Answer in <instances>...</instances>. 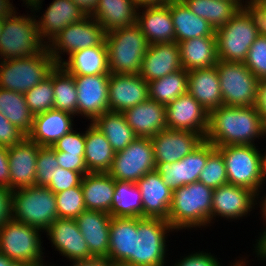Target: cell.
Instances as JSON below:
<instances>
[{"instance_id": "cell-1", "label": "cell", "mask_w": 266, "mask_h": 266, "mask_svg": "<svg viewBox=\"0 0 266 266\" xmlns=\"http://www.w3.org/2000/svg\"><path fill=\"white\" fill-rule=\"evenodd\" d=\"M261 139L266 140L265 123L255 105L243 107L221 105L209 112L208 129L204 140L215 147L258 145L260 143L257 142Z\"/></svg>"}, {"instance_id": "cell-2", "label": "cell", "mask_w": 266, "mask_h": 266, "mask_svg": "<svg viewBox=\"0 0 266 266\" xmlns=\"http://www.w3.org/2000/svg\"><path fill=\"white\" fill-rule=\"evenodd\" d=\"M213 191L199 181L175 189L167 220L170 226L177 233L210 228Z\"/></svg>"}, {"instance_id": "cell-3", "label": "cell", "mask_w": 266, "mask_h": 266, "mask_svg": "<svg viewBox=\"0 0 266 266\" xmlns=\"http://www.w3.org/2000/svg\"><path fill=\"white\" fill-rule=\"evenodd\" d=\"M258 36L255 13L248 6L242 7L224 26L215 30L218 59L244 62Z\"/></svg>"}, {"instance_id": "cell-4", "label": "cell", "mask_w": 266, "mask_h": 266, "mask_svg": "<svg viewBox=\"0 0 266 266\" xmlns=\"http://www.w3.org/2000/svg\"><path fill=\"white\" fill-rule=\"evenodd\" d=\"M42 233L35 227L11 218L0 229V253L19 266L49 265L50 262L45 261Z\"/></svg>"}, {"instance_id": "cell-5", "label": "cell", "mask_w": 266, "mask_h": 266, "mask_svg": "<svg viewBox=\"0 0 266 266\" xmlns=\"http://www.w3.org/2000/svg\"><path fill=\"white\" fill-rule=\"evenodd\" d=\"M26 13L15 12L3 19L0 35V61L26 58L42 52L47 45L41 40L35 16L30 8ZM30 12V15H29Z\"/></svg>"}, {"instance_id": "cell-6", "label": "cell", "mask_w": 266, "mask_h": 266, "mask_svg": "<svg viewBox=\"0 0 266 266\" xmlns=\"http://www.w3.org/2000/svg\"><path fill=\"white\" fill-rule=\"evenodd\" d=\"M110 73L139 74L149 43L137 24L106 33Z\"/></svg>"}, {"instance_id": "cell-7", "label": "cell", "mask_w": 266, "mask_h": 266, "mask_svg": "<svg viewBox=\"0 0 266 266\" xmlns=\"http://www.w3.org/2000/svg\"><path fill=\"white\" fill-rule=\"evenodd\" d=\"M11 217L45 232L58 218L56 196L45 186L15 190L11 196Z\"/></svg>"}, {"instance_id": "cell-8", "label": "cell", "mask_w": 266, "mask_h": 266, "mask_svg": "<svg viewBox=\"0 0 266 266\" xmlns=\"http://www.w3.org/2000/svg\"><path fill=\"white\" fill-rule=\"evenodd\" d=\"M175 232L170 223L164 219L137 218L133 266H168L166 265L169 256L168 237Z\"/></svg>"}, {"instance_id": "cell-9", "label": "cell", "mask_w": 266, "mask_h": 266, "mask_svg": "<svg viewBox=\"0 0 266 266\" xmlns=\"http://www.w3.org/2000/svg\"><path fill=\"white\" fill-rule=\"evenodd\" d=\"M56 65L47 47L34 56L0 61V88L24 94L48 77Z\"/></svg>"}, {"instance_id": "cell-10", "label": "cell", "mask_w": 266, "mask_h": 266, "mask_svg": "<svg viewBox=\"0 0 266 266\" xmlns=\"http://www.w3.org/2000/svg\"><path fill=\"white\" fill-rule=\"evenodd\" d=\"M258 145L216 147L225 162L228 184L242 186L257 193L264 184L262 155Z\"/></svg>"}, {"instance_id": "cell-11", "label": "cell", "mask_w": 266, "mask_h": 266, "mask_svg": "<svg viewBox=\"0 0 266 266\" xmlns=\"http://www.w3.org/2000/svg\"><path fill=\"white\" fill-rule=\"evenodd\" d=\"M216 69L223 105L243 107L256 104L260 80L245 66L244 62L218 60Z\"/></svg>"}, {"instance_id": "cell-12", "label": "cell", "mask_w": 266, "mask_h": 266, "mask_svg": "<svg viewBox=\"0 0 266 266\" xmlns=\"http://www.w3.org/2000/svg\"><path fill=\"white\" fill-rule=\"evenodd\" d=\"M106 31L91 16L66 26L54 39L47 44L49 54L60 65L65 58L75 51L98 45H106Z\"/></svg>"}, {"instance_id": "cell-13", "label": "cell", "mask_w": 266, "mask_h": 266, "mask_svg": "<svg viewBox=\"0 0 266 266\" xmlns=\"http://www.w3.org/2000/svg\"><path fill=\"white\" fill-rule=\"evenodd\" d=\"M155 170L153 145L150 138L136 137L127 147L115 152L108 172L114 180L136 183Z\"/></svg>"}, {"instance_id": "cell-14", "label": "cell", "mask_w": 266, "mask_h": 266, "mask_svg": "<svg viewBox=\"0 0 266 266\" xmlns=\"http://www.w3.org/2000/svg\"><path fill=\"white\" fill-rule=\"evenodd\" d=\"M255 208L256 193L252 190L232 184L215 188L212 200L211 226L219 221V217V219L224 218L228 222L237 221V219L239 222L240 219L252 215Z\"/></svg>"}, {"instance_id": "cell-15", "label": "cell", "mask_w": 266, "mask_h": 266, "mask_svg": "<svg viewBox=\"0 0 266 266\" xmlns=\"http://www.w3.org/2000/svg\"><path fill=\"white\" fill-rule=\"evenodd\" d=\"M42 4L43 1H37L29 8L35 16L39 36L46 45L66 26L86 17L72 0H53L43 13L40 12L43 10ZM38 13L39 15H36Z\"/></svg>"}, {"instance_id": "cell-16", "label": "cell", "mask_w": 266, "mask_h": 266, "mask_svg": "<svg viewBox=\"0 0 266 266\" xmlns=\"http://www.w3.org/2000/svg\"><path fill=\"white\" fill-rule=\"evenodd\" d=\"M216 149L210 142L204 140L183 159L173 163L155 164V171L162 181L172 190L198 181L208 156Z\"/></svg>"}, {"instance_id": "cell-17", "label": "cell", "mask_w": 266, "mask_h": 266, "mask_svg": "<svg viewBox=\"0 0 266 266\" xmlns=\"http://www.w3.org/2000/svg\"><path fill=\"white\" fill-rule=\"evenodd\" d=\"M77 89V116L92 123L109 111L108 92L110 74L73 76Z\"/></svg>"}, {"instance_id": "cell-18", "label": "cell", "mask_w": 266, "mask_h": 266, "mask_svg": "<svg viewBox=\"0 0 266 266\" xmlns=\"http://www.w3.org/2000/svg\"><path fill=\"white\" fill-rule=\"evenodd\" d=\"M155 164L173 163L183 159L200 145L204 138L196 132L164 129L150 138Z\"/></svg>"}, {"instance_id": "cell-19", "label": "cell", "mask_w": 266, "mask_h": 266, "mask_svg": "<svg viewBox=\"0 0 266 266\" xmlns=\"http://www.w3.org/2000/svg\"><path fill=\"white\" fill-rule=\"evenodd\" d=\"M165 107L166 124L169 129L193 131L205 137L209 113L188 92Z\"/></svg>"}, {"instance_id": "cell-20", "label": "cell", "mask_w": 266, "mask_h": 266, "mask_svg": "<svg viewBox=\"0 0 266 266\" xmlns=\"http://www.w3.org/2000/svg\"><path fill=\"white\" fill-rule=\"evenodd\" d=\"M51 247L70 262L93 257L75 219L57 218L44 232Z\"/></svg>"}, {"instance_id": "cell-21", "label": "cell", "mask_w": 266, "mask_h": 266, "mask_svg": "<svg viewBox=\"0 0 266 266\" xmlns=\"http://www.w3.org/2000/svg\"><path fill=\"white\" fill-rule=\"evenodd\" d=\"M149 98L148 82L139 74L110 73L109 111L123 113L125 110Z\"/></svg>"}, {"instance_id": "cell-22", "label": "cell", "mask_w": 266, "mask_h": 266, "mask_svg": "<svg viewBox=\"0 0 266 266\" xmlns=\"http://www.w3.org/2000/svg\"><path fill=\"white\" fill-rule=\"evenodd\" d=\"M39 145L27 137L20 143L8 147L10 190L36 186V162Z\"/></svg>"}, {"instance_id": "cell-23", "label": "cell", "mask_w": 266, "mask_h": 266, "mask_svg": "<svg viewBox=\"0 0 266 266\" xmlns=\"http://www.w3.org/2000/svg\"><path fill=\"white\" fill-rule=\"evenodd\" d=\"M183 69L177 42L150 44L139 75L147 82Z\"/></svg>"}, {"instance_id": "cell-24", "label": "cell", "mask_w": 266, "mask_h": 266, "mask_svg": "<svg viewBox=\"0 0 266 266\" xmlns=\"http://www.w3.org/2000/svg\"><path fill=\"white\" fill-rule=\"evenodd\" d=\"M76 116L65 111L51 109L34 116L27 138L39 146H50L66 133L75 129Z\"/></svg>"}, {"instance_id": "cell-25", "label": "cell", "mask_w": 266, "mask_h": 266, "mask_svg": "<svg viewBox=\"0 0 266 266\" xmlns=\"http://www.w3.org/2000/svg\"><path fill=\"white\" fill-rule=\"evenodd\" d=\"M142 194L143 218L168 220L173 191L155 170L146 173L137 182Z\"/></svg>"}, {"instance_id": "cell-26", "label": "cell", "mask_w": 266, "mask_h": 266, "mask_svg": "<svg viewBox=\"0 0 266 266\" xmlns=\"http://www.w3.org/2000/svg\"><path fill=\"white\" fill-rule=\"evenodd\" d=\"M111 216L103 211L86 210L75 220L93 257L108 261Z\"/></svg>"}, {"instance_id": "cell-27", "label": "cell", "mask_w": 266, "mask_h": 266, "mask_svg": "<svg viewBox=\"0 0 266 266\" xmlns=\"http://www.w3.org/2000/svg\"><path fill=\"white\" fill-rule=\"evenodd\" d=\"M123 115L136 137L151 138L168 128L165 105L149 98L125 110Z\"/></svg>"}, {"instance_id": "cell-28", "label": "cell", "mask_w": 266, "mask_h": 266, "mask_svg": "<svg viewBox=\"0 0 266 266\" xmlns=\"http://www.w3.org/2000/svg\"><path fill=\"white\" fill-rule=\"evenodd\" d=\"M136 24L145 35L149 45L175 42V31L169 4L139 8Z\"/></svg>"}, {"instance_id": "cell-29", "label": "cell", "mask_w": 266, "mask_h": 266, "mask_svg": "<svg viewBox=\"0 0 266 266\" xmlns=\"http://www.w3.org/2000/svg\"><path fill=\"white\" fill-rule=\"evenodd\" d=\"M187 92L192 95L208 113L223 105L216 66L188 71Z\"/></svg>"}, {"instance_id": "cell-30", "label": "cell", "mask_w": 266, "mask_h": 266, "mask_svg": "<svg viewBox=\"0 0 266 266\" xmlns=\"http://www.w3.org/2000/svg\"><path fill=\"white\" fill-rule=\"evenodd\" d=\"M134 233H137V218H111L109 262L133 266Z\"/></svg>"}, {"instance_id": "cell-31", "label": "cell", "mask_w": 266, "mask_h": 266, "mask_svg": "<svg viewBox=\"0 0 266 266\" xmlns=\"http://www.w3.org/2000/svg\"><path fill=\"white\" fill-rule=\"evenodd\" d=\"M169 9L175 31V42L215 36V30L209 22L190 11L182 0H172Z\"/></svg>"}, {"instance_id": "cell-32", "label": "cell", "mask_w": 266, "mask_h": 266, "mask_svg": "<svg viewBox=\"0 0 266 266\" xmlns=\"http://www.w3.org/2000/svg\"><path fill=\"white\" fill-rule=\"evenodd\" d=\"M87 210L103 211L110 215L115 180L109 173L88 172L81 180Z\"/></svg>"}, {"instance_id": "cell-33", "label": "cell", "mask_w": 266, "mask_h": 266, "mask_svg": "<svg viewBox=\"0 0 266 266\" xmlns=\"http://www.w3.org/2000/svg\"><path fill=\"white\" fill-rule=\"evenodd\" d=\"M137 10L134 0H99L91 17L110 32L135 25Z\"/></svg>"}, {"instance_id": "cell-34", "label": "cell", "mask_w": 266, "mask_h": 266, "mask_svg": "<svg viewBox=\"0 0 266 266\" xmlns=\"http://www.w3.org/2000/svg\"><path fill=\"white\" fill-rule=\"evenodd\" d=\"M183 69L214 67L218 63L215 36L192 38L177 43Z\"/></svg>"}, {"instance_id": "cell-35", "label": "cell", "mask_w": 266, "mask_h": 266, "mask_svg": "<svg viewBox=\"0 0 266 266\" xmlns=\"http://www.w3.org/2000/svg\"><path fill=\"white\" fill-rule=\"evenodd\" d=\"M60 65L73 76L110 74L106 45L73 52Z\"/></svg>"}, {"instance_id": "cell-36", "label": "cell", "mask_w": 266, "mask_h": 266, "mask_svg": "<svg viewBox=\"0 0 266 266\" xmlns=\"http://www.w3.org/2000/svg\"><path fill=\"white\" fill-rule=\"evenodd\" d=\"M89 124V125H88ZM85 128L84 161L88 172L108 173L112 167L115 151L92 123Z\"/></svg>"}, {"instance_id": "cell-37", "label": "cell", "mask_w": 266, "mask_h": 266, "mask_svg": "<svg viewBox=\"0 0 266 266\" xmlns=\"http://www.w3.org/2000/svg\"><path fill=\"white\" fill-rule=\"evenodd\" d=\"M110 216L143 218L142 194L137 183L115 180Z\"/></svg>"}, {"instance_id": "cell-38", "label": "cell", "mask_w": 266, "mask_h": 266, "mask_svg": "<svg viewBox=\"0 0 266 266\" xmlns=\"http://www.w3.org/2000/svg\"><path fill=\"white\" fill-rule=\"evenodd\" d=\"M92 124L106 136L115 152L123 150L136 138L125 116L120 112L107 111L98 116Z\"/></svg>"}, {"instance_id": "cell-39", "label": "cell", "mask_w": 266, "mask_h": 266, "mask_svg": "<svg viewBox=\"0 0 266 266\" xmlns=\"http://www.w3.org/2000/svg\"><path fill=\"white\" fill-rule=\"evenodd\" d=\"M198 17L217 30L224 26L241 7L234 0H182Z\"/></svg>"}, {"instance_id": "cell-40", "label": "cell", "mask_w": 266, "mask_h": 266, "mask_svg": "<svg viewBox=\"0 0 266 266\" xmlns=\"http://www.w3.org/2000/svg\"><path fill=\"white\" fill-rule=\"evenodd\" d=\"M0 113L26 136L30 133L34 115L23 93L0 88Z\"/></svg>"}, {"instance_id": "cell-41", "label": "cell", "mask_w": 266, "mask_h": 266, "mask_svg": "<svg viewBox=\"0 0 266 266\" xmlns=\"http://www.w3.org/2000/svg\"><path fill=\"white\" fill-rule=\"evenodd\" d=\"M188 89V71L180 69L148 82L149 99L167 105L177 97L187 93Z\"/></svg>"}, {"instance_id": "cell-42", "label": "cell", "mask_w": 266, "mask_h": 266, "mask_svg": "<svg viewBox=\"0 0 266 266\" xmlns=\"http://www.w3.org/2000/svg\"><path fill=\"white\" fill-rule=\"evenodd\" d=\"M52 84L54 89V109L77 116V89L73 75L69 74L61 65L52 70Z\"/></svg>"}, {"instance_id": "cell-43", "label": "cell", "mask_w": 266, "mask_h": 266, "mask_svg": "<svg viewBox=\"0 0 266 266\" xmlns=\"http://www.w3.org/2000/svg\"><path fill=\"white\" fill-rule=\"evenodd\" d=\"M25 101L35 116L54 109V89L52 84V71L49 76L33 88L24 93Z\"/></svg>"}, {"instance_id": "cell-44", "label": "cell", "mask_w": 266, "mask_h": 266, "mask_svg": "<svg viewBox=\"0 0 266 266\" xmlns=\"http://www.w3.org/2000/svg\"><path fill=\"white\" fill-rule=\"evenodd\" d=\"M58 218L76 219L86 211L81 184L59 193H55Z\"/></svg>"}, {"instance_id": "cell-45", "label": "cell", "mask_w": 266, "mask_h": 266, "mask_svg": "<svg viewBox=\"0 0 266 266\" xmlns=\"http://www.w3.org/2000/svg\"><path fill=\"white\" fill-rule=\"evenodd\" d=\"M198 181L212 189L228 184L225 162L217 149L208 156Z\"/></svg>"}, {"instance_id": "cell-46", "label": "cell", "mask_w": 266, "mask_h": 266, "mask_svg": "<svg viewBox=\"0 0 266 266\" xmlns=\"http://www.w3.org/2000/svg\"><path fill=\"white\" fill-rule=\"evenodd\" d=\"M59 167L56 151L50 146H40L36 162V186H47L53 179L55 169Z\"/></svg>"}, {"instance_id": "cell-47", "label": "cell", "mask_w": 266, "mask_h": 266, "mask_svg": "<svg viewBox=\"0 0 266 266\" xmlns=\"http://www.w3.org/2000/svg\"><path fill=\"white\" fill-rule=\"evenodd\" d=\"M245 66L259 79H266V35H259L250 46Z\"/></svg>"}, {"instance_id": "cell-48", "label": "cell", "mask_w": 266, "mask_h": 266, "mask_svg": "<svg viewBox=\"0 0 266 266\" xmlns=\"http://www.w3.org/2000/svg\"><path fill=\"white\" fill-rule=\"evenodd\" d=\"M75 128L66 133L62 138L57 140L52 148L56 152H64V155L84 156L85 152V131H79Z\"/></svg>"}, {"instance_id": "cell-49", "label": "cell", "mask_w": 266, "mask_h": 266, "mask_svg": "<svg viewBox=\"0 0 266 266\" xmlns=\"http://www.w3.org/2000/svg\"><path fill=\"white\" fill-rule=\"evenodd\" d=\"M188 254V255H187ZM184 254V256L180 257L179 260H175L171 266H224L219 257L214 253L206 251H193L191 253ZM242 257L239 256V259L235 261H231L229 266H234ZM222 264V265H221ZM226 265V266H228ZM169 266V264H168Z\"/></svg>"}, {"instance_id": "cell-50", "label": "cell", "mask_w": 266, "mask_h": 266, "mask_svg": "<svg viewBox=\"0 0 266 266\" xmlns=\"http://www.w3.org/2000/svg\"><path fill=\"white\" fill-rule=\"evenodd\" d=\"M82 177L83 176L79 172L63 169L59 166L55 169L52 181L46 187H48L54 194L59 193L79 186Z\"/></svg>"}, {"instance_id": "cell-51", "label": "cell", "mask_w": 266, "mask_h": 266, "mask_svg": "<svg viewBox=\"0 0 266 266\" xmlns=\"http://www.w3.org/2000/svg\"><path fill=\"white\" fill-rule=\"evenodd\" d=\"M26 137L22 131L0 113V146L11 147L22 142Z\"/></svg>"}, {"instance_id": "cell-52", "label": "cell", "mask_w": 266, "mask_h": 266, "mask_svg": "<svg viewBox=\"0 0 266 266\" xmlns=\"http://www.w3.org/2000/svg\"><path fill=\"white\" fill-rule=\"evenodd\" d=\"M56 158L63 169L79 172L82 176L88 173L84 156L64 155V152H56Z\"/></svg>"}, {"instance_id": "cell-53", "label": "cell", "mask_w": 266, "mask_h": 266, "mask_svg": "<svg viewBox=\"0 0 266 266\" xmlns=\"http://www.w3.org/2000/svg\"><path fill=\"white\" fill-rule=\"evenodd\" d=\"M264 186H265V184H263L259 188L258 192L256 193V208L259 207L260 210H261L259 212V214L263 218V222L262 223L264 225L263 226L264 228H263V232H261L259 234V237H257L258 239H255L256 240L255 241L256 244H253V246H254L253 248H255V249H252V251L253 250L255 251L266 240V192H264L266 187H264ZM262 193H264V194H262ZM260 195H262V196H260Z\"/></svg>"}, {"instance_id": "cell-54", "label": "cell", "mask_w": 266, "mask_h": 266, "mask_svg": "<svg viewBox=\"0 0 266 266\" xmlns=\"http://www.w3.org/2000/svg\"><path fill=\"white\" fill-rule=\"evenodd\" d=\"M11 196L9 188L0 186V229L6 221L11 219Z\"/></svg>"}, {"instance_id": "cell-55", "label": "cell", "mask_w": 266, "mask_h": 266, "mask_svg": "<svg viewBox=\"0 0 266 266\" xmlns=\"http://www.w3.org/2000/svg\"><path fill=\"white\" fill-rule=\"evenodd\" d=\"M248 7L255 13L259 35H266V0H255Z\"/></svg>"}, {"instance_id": "cell-56", "label": "cell", "mask_w": 266, "mask_h": 266, "mask_svg": "<svg viewBox=\"0 0 266 266\" xmlns=\"http://www.w3.org/2000/svg\"><path fill=\"white\" fill-rule=\"evenodd\" d=\"M0 186L10 189L8 147L0 146Z\"/></svg>"}, {"instance_id": "cell-57", "label": "cell", "mask_w": 266, "mask_h": 266, "mask_svg": "<svg viewBox=\"0 0 266 266\" xmlns=\"http://www.w3.org/2000/svg\"><path fill=\"white\" fill-rule=\"evenodd\" d=\"M259 115L262 117L264 122L266 121V79L259 81L257 101L255 104Z\"/></svg>"}, {"instance_id": "cell-58", "label": "cell", "mask_w": 266, "mask_h": 266, "mask_svg": "<svg viewBox=\"0 0 266 266\" xmlns=\"http://www.w3.org/2000/svg\"><path fill=\"white\" fill-rule=\"evenodd\" d=\"M86 16H91L97 8L99 0H72Z\"/></svg>"}, {"instance_id": "cell-59", "label": "cell", "mask_w": 266, "mask_h": 266, "mask_svg": "<svg viewBox=\"0 0 266 266\" xmlns=\"http://www.w3.org/2000/svg\"><path fill=\"white\" fill-rule=\"evenodd\" d=\"M107 260L101 257H91L88 259L74 260L70 263V266H105ZM65 266H68L65 265Z\"/></svg>"}, {"instance_id": "cell-60", "label": "cell", "mask_w": 266, "mask_h": 266, "mask_svg": "<svg viewBox=\"0 0 266 266\" xmlns=\"http://www.w3.org/2000/svg\"><path fill=\"white\" fill-rule=\"evenodd\" d=\"M16 9L18 8L11 0H0V19L12 16L17 11Z\"/></svg>"}, {"instance_id": "cell-61", "label": "cell", "mask_w": 266, "mask_h": 266, "mask_svg": "<svg viewBox=\"0 0 266 266\" xmlns=\"http://www.w3.org/2000/svg\"><path fill=\"white\" fill-rule=\"evenodd\" d=\"M172 0H134L137 8L164 6L168 5Z\"/></svg>"}, {"instance_id": "cell-62", "label": "cell", "mask_w": 266, "mask_h": 266, "mask_svg": "<svg viewBox=\"0 0 266 266\" xmlns=\"http://www.w3.org/2000/svg\"><path fill=\"white\" fill-rule=\"evenodd\" d=\"M253 256L255 254L256 260L266 261V240L255 250L252 252Z\"/></svg>"}, {"instance_id": "cell-63", "label": "cell", "mask_w": 266, "mask_h": 266, "mask_svg": "<svg viewBox=\"0 0 266 266\" xmlns=\"http://www.w3.org/2000/svg\"><path fill=\"white\" fill-rule=\"evenodd\" d=\"M0 266H19L13 260H10L7 256L0 253Z\"/></svg>"}, {"instance_id": "cell-64", "label": "cell", "mask_w": 266, "mask_h": 266, "mask_svg": "<svg viewBox=\"0 0 266 266\" xmlns=\"http://www.w3.org/2000/svg\"><path fill=\"white\" fill-rule=\"evenodd\" d=\"M263 149V150H262ZM264 148H261V155H262V172H263V179L264 184L266 185V148L265 151Z\"/></svg>"}, {"instance_id": "cell-65", "label": "cell", "mask_w": 266, "mask_h": 266, "mask_svg": "<svg viewBox=\"0 0 266 266\" xmlns=\"http://www.w3.org/2000/svg\"><path fill=\"white\" fill-rule=\"evenodd\" d=\"M241 8L249 6L255 0H234Z\"/></svg>"}, {"instance_id": "cell-66", "label": "cell", "mask_w": 266, "mask_h": 266, "mask_svg": "<svg viewBox=\"0 0 266 266\" xmlns=\"http://www.w3.org/2000/svg\"><path fill=\"white\" fill-rule=\"evenodd\" d=\"M246 259H248L247 256L245 258L242 256V258L234 266H249L250 260L248 261Z\"/></svg>"}, {"instance_id": "cell-67", "label": "cell", "mask_w": 266, "mask_h": 266, "mask_svg": "<svg viewBox=\"0 0 266 266\" xmlns=\"http://www.w3.org/2000/svg\"><path fill=\"white\" fill-rule=\"evenodd\" d=\"M23 1V6H27L26 8H29L32 4H34L37 1H45V0H21Z\"/></svg>"}, {"instance_id": "cell-68", "label": "cell", "mask_w": 266, "mask_h": 266, "mask_svg": "<svg viewBox=\"0 0 266 266\" xmlns=\"http://www.w3.org/2000/svg\"><path fill=\"white\" fill-rule=\"evenodd\" d=\"M105 266H131V265H127V264H123V263H114V262H106Z\"/></svg>"}, {"instance_id": "cell-69", "label": "cell", "mask_w": 266, "mask_h": 266, "mask_svg": "<svg viewBox=\"0 0 266 266\" xmlns=\"http://www.w3.org/2000/svg\"><path fill=\"white\" fill-rule=\"evenodd\" d=\"M2 25H3V19H0V35H1V32H2Z\"/></svg>"}]
</instances>
